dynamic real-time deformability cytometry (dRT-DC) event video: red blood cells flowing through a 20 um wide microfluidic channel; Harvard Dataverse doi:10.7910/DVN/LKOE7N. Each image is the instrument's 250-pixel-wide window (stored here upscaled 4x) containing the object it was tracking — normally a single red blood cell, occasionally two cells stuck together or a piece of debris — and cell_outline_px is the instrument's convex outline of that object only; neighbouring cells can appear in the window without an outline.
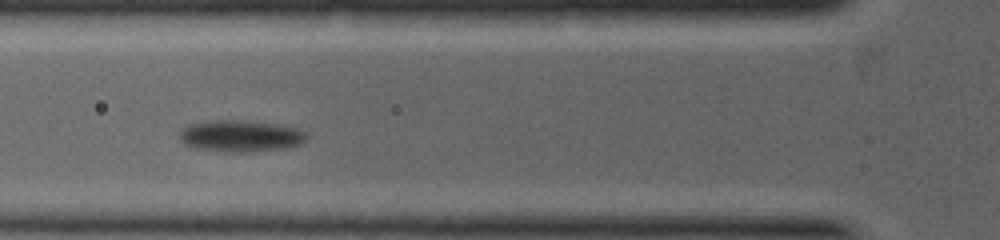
{"species": "common noctule bat (a hibernating species)", "species_latin": "Nyctalus noctula", "temperature_condition": "warm", "stored_images_in_passage": 7, "segment_of_instrument_passage": [1, 2], "camera_frame_rate_fps": 5000, "um_per_image_px": 0.085, "animal": {"sex": "female", "body_mass_g": 19.0, "forearm_length_mm": 53.3}, "frame": {"image": 1, "passage_image": 3, "time_ms": 1.2, "image_size_px": [1000, 240], "cell_outline_px": [[308, 136], [304, 144], [288, 148], [244, 152], [224, 152], [196, 148], [184, 144], [180, 140], [180, 128], [188, 124], [212, 120], [240, 120], [276, 124], [300, 128], [308, 132]], "centroid_in_image_um": [20.49, 11.56], "position_along_channel_um": 105.3, "area_um2": 23.87}}
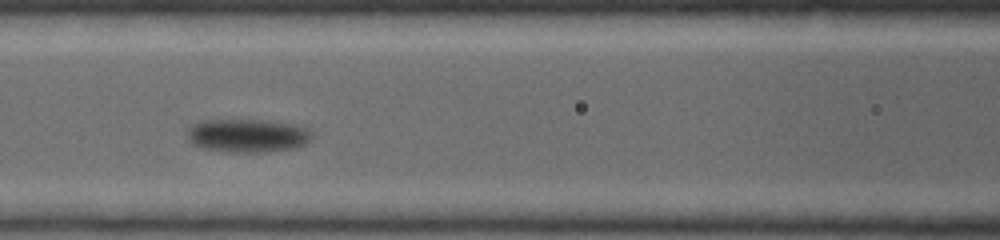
{"frame": {"image": 2, "passage_image": 4, "time_ms": 1.8, "image_size_px": [1000, 240], "cell_outline_px": [[312, 140], [296, 148], [264, 152], [228, 152], [200, 148], [192, 144], [188, 140], [188, 128], [192, 124], [200, 120], [260, 120], [292, 124], [308, 128], [312, 132]], "centroid_in_image_um": [21.02, 11.53], "position_along_channel_um": 145.6, "area_um2": 24.51}}
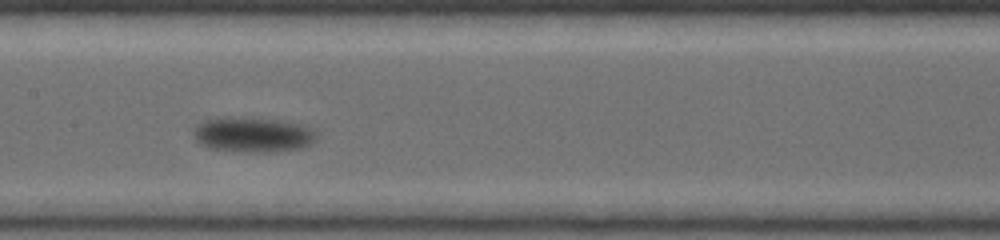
{"frame": {"image": 3, "passage_image": 5, "time_ms": 2.4, "image_size_px": [1000, 240], "cell_outline_px": [[316, 140], [300, 148], [268, 152], [252, 152], [208, 148], [200, 144], [196, 140], [192, 132], [192, 128], [196, 124], [204, 120], [280, 120], [300, 124], [312, 128], [316, 132]], "centroid_in_image_um": [21.5, 11.49], "position_along_channel_um": 185.9, "area_um2": 24.16}}